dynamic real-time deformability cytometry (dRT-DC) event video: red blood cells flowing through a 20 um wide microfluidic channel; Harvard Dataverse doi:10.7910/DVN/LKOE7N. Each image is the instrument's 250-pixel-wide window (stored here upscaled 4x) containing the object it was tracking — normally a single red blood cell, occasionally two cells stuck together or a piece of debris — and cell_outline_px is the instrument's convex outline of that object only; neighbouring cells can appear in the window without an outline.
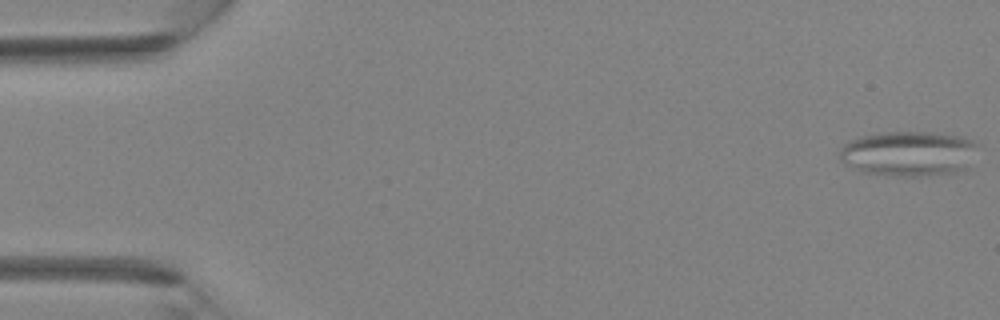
{"species": "Egyptian fruit bat (a non-hibernating species)", "species_latin": "Rousettus aegyptiacus", "temperature_condition": "room temperature", "stored_images_in_passage": 40, "camera_frame_rate_fps": 3000, "um_per_image_px": 0.085, "animal": {"sex": "female"}, "frame": {"image": 1, "passage_image": 1, "time_ms": 0.0, "image_size_px": [1000, 320], "cell_outline_px": [[980, 144], [968, 168], [956, 172], [920, 176], [888, 176], [860, 172], [844, 164], [840, 160], [840, 148], [848, 140], [860, 136], [884, 132], [932, 132], [964, 136]], "centroid_in_image_um": [77.24, 13.05], "position_along_channel_um": 7.8, "area_um2": 37.05}}
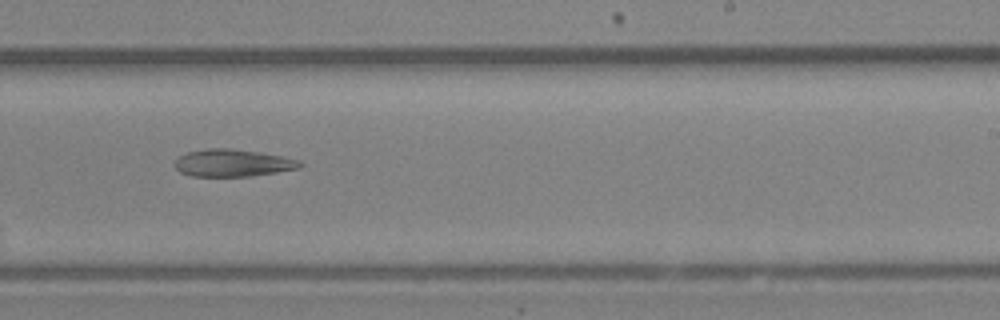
{"frame": {"image": 2, "passage_image": 25, "time_ms": 8.0, "image_size_px": [1000, 320], "cell_outline_px": [[304, 164], [300, 168], [252, 176], [192, 176], [180, 172], [172, 164], [180, 156], [188, 152], [208, 148], [228, 148], [260, 152], [300, 160]], "centroid_in_image_um": [19.78, 13.85], "position_along_channel_um": 269.2, "area_um2": 19.88}}
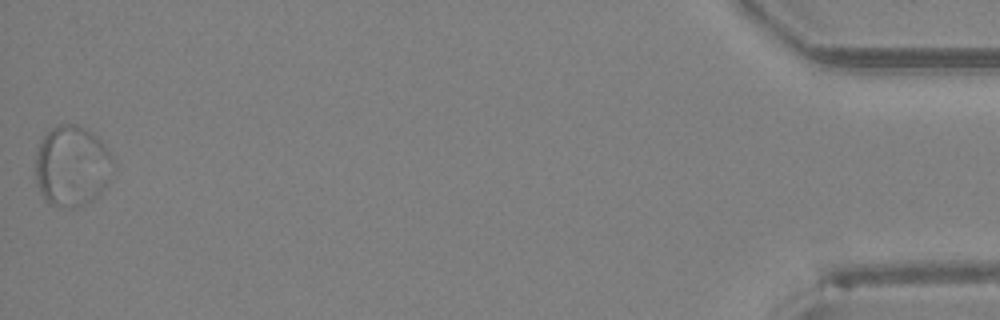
{"frame": {"image": 3, "passage_image": 40, "time_ms": 13.0, "image_size_px": [1000, 320], "cell_outline_px": [[116, 168], [100, 192], [92, 200], [76, 208], [60, 208], [48, 204], [44, 200], [40, 192], [36, 180], [36, 152], [40, 140], [52, 128], [60, 124], [76, 124], [92, 132], [104, 144], [116, 160]], "centroid_in_image_um": [6.13, 14.12], "position_along_channel_um": 429.1, "area_um2": 37.11}}